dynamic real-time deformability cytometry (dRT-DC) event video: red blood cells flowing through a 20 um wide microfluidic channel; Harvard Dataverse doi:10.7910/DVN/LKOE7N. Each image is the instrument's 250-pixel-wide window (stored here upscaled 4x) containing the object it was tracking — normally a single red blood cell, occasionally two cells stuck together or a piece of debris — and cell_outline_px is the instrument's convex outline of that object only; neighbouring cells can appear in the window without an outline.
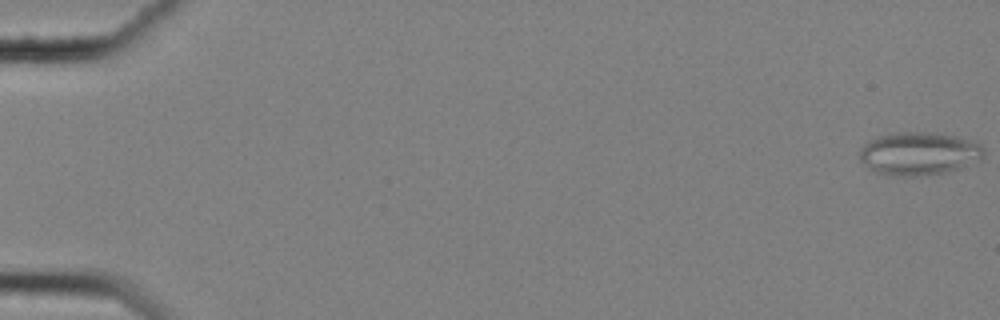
{"species": "common noctule bat (a hibernating species)", "species_latin": "Nyctalus noctula", "temperature_condition": "cold", "stored_images_in_passage": 59, "camera_frame_rate_fps": 3000, "um_per_image_px": 0.085, "animal": {"sex": "female", "body_mass_g": 25.1}, "frame": {"image": 1, "passage_image": 1, "time_ms": 0.0, "image_size_px": [1000, 320], "cell_outline_px": [[984, 156], [980, 160], [960, 168], [944, 172], [916, 176], [892, 176], [876, 172], [860, 160], [860, 148], [864, 144], [880, 136], [896, 132], [920, 132], [952, 136], [976, 140], [984, 148]], "centroid_in_image_um": [78.14, 13.06], "position_along_channel_um": 6.9, "area_um2": 30.92}}
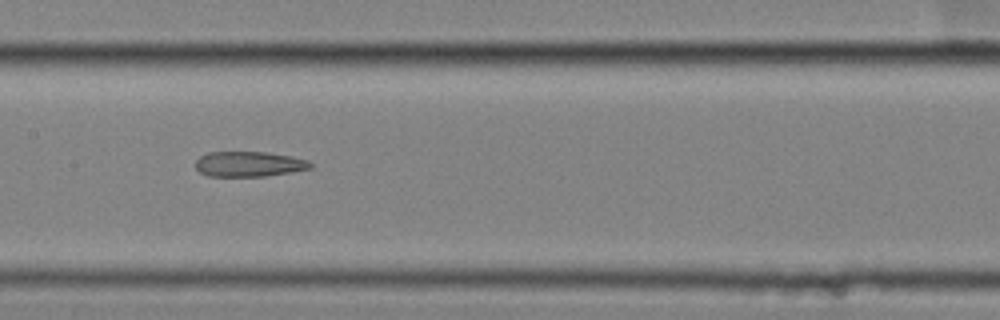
{"frame": {"image": 2, "passage_image": 31, "time_ms": 10.0, "image_size_px": [1000, 320], "cell_outline_px": [[312, 168], [264, 176], [208, 176], [200, 172], [196, 168], [196, 160], [200, 156], [208, 152], [264, 152], [292, 156], [308, 160], [312, 164]], "centroid_in_image_um": [21.15, 13.94], "position_along_channel_um": 186.3, "area_um2": 16.76}}
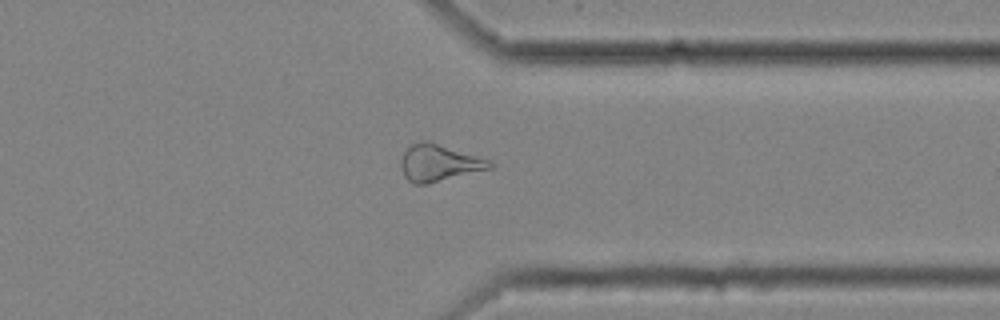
{"frame": {"image": 3, "passage_image": 47, "time_ms": 15.333, "image_size_px": [1000, 320], "cell_outline_px": [[496, 164], [492, 168], [428, 184], [412, 184], [404, 176], [400, 168], [400, 160], [404, 152], [412, 144], [420, 140], [428, 140], [492, 160]], "centroid_in_image_um": [37.33, 13.84], "position_along_channel_um": 374.1, "area_um2": 19.42}, "authors_computed_cell_mechanics": {"area_um2": 20.519, "velocity_mm_per_s": 3.5285, "shape_relaxation_time_tau1_ms": null, "shape_relaxation_time_tau2_ms": 4.9338, "deformation_change_tau1": null, "deformation_change_tau2": 0.1617}}